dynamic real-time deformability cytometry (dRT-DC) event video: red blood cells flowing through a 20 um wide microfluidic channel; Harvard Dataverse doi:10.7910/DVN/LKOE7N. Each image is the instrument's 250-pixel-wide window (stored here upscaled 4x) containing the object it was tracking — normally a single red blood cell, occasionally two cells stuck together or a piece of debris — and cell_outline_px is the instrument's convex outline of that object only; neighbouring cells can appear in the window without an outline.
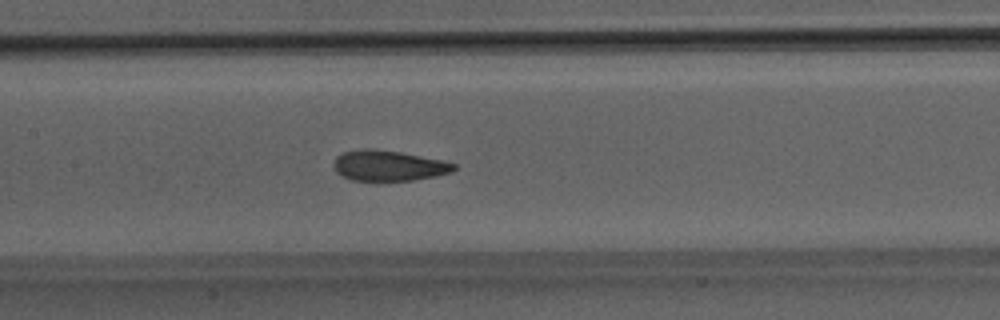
{"species": "Egyptian fruit bat (a non-hibernating species)", "species_latin": "Rousettus aegyptiacus", "temperature_condition": "room temperature", "stored_images_in_passage": 51, "camera_frame_rate_fps": 3000, "um_per_image_px": 0.085, "animal": {"sex": "male"}, "frame": {"image": 1, "passage_image": 25, "time_ms": 8.0, "image_size_px": [1000, 320], "cell_outline_px": [[456, 168], [452, 172], [436, 176], [412, 180], [352, 180], [336, 172], [332, 164], [336, 156], [344, 152], [364, 148], [372, 148], [400, 152], [440, 160], [456, 164]], "centroid_in_image_um": [33.0, 14.07], "position_along_channel_um": 174.4, "area_um2": 21.21}}
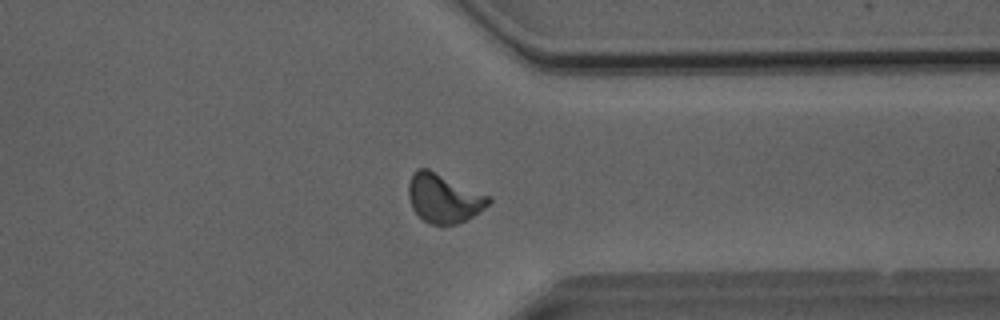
{"frame": {"image": 2, "passage_image": 40, "time_ms": 13.0, "image_size_px": [1000, 320], "cell_outline_px": [[492, 200], [480, 212], [456, 224], [428, 224], [412, 208], [408, 196], [408, 184], [416, 168], [428, 168], [492, 196]], "centroid_in_image_um": [37.73, 16.83], "position_along_channel_um": 373.7, "area_um2": 22.89}}
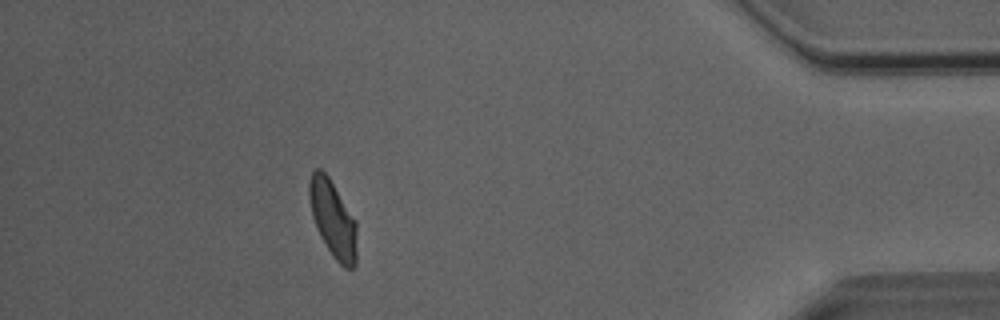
{"frame": {"image": 3, "passage_image": 46, "time_ms": 15.0, "image_size_px": [1000, 320], "cell_outline_px": [[356, 264], [352, 268], [344, 268], [332, 256], [320, 236], [316, 228], [312, 216], [308, 196], [308, 184], [312, 172], [316, 168], [320, 168], [328, 176], [356, 220]], "centroid_in_image_um": [28.28, 18.61], "position_along_channel_um": 406.9, "area_um2": 21.39}, "authors_computed_cell_mechanics": {"area_um2": 22.0796, "velocity_mm_per_s": 4.0421, "shape_relaxation_time_tau1_ms": 7.8281, "shape_relaxation_time_tau2_ms": 1.2086, "deformation_change_tau1": 0.1904, "deformation_change_tau2": 0.0707}}